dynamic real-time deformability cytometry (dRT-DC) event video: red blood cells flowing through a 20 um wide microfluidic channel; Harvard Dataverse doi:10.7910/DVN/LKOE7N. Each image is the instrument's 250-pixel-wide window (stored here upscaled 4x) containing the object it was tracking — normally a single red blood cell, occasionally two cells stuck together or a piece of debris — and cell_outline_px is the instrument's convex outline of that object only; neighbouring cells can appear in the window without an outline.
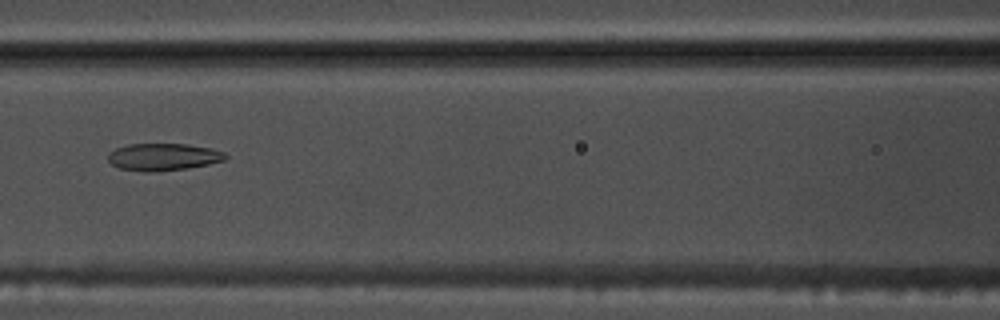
{"species": "common noctule bat (a hibernating species)", "species_latin": "Nyctalus noctula", "temperature_condition": "warm", "stored_images_in_passage": 37, "camera_frame_rate_fps": 3000, "um_per_image_px": 0.085, "animal": {"sex": "male", "body_mass_g": 17.5, "forearm_length_mm": 52.3}, "frame": {"image": 1, "passage_image": 10, "time_ms": 3.0, "image_size_px": [1000, 320], "cell_outline_px": [[228, 156], [224, 160], [208, 164], [184, 168], [152, 172], [144, 172], [120, 168], [112, 164], [108, 160], [108, 152], [116, 148], [128, 144], [188, 144], [208, 148], [224, 152]], "centroid_in_image_um": [13.84, 13.33], "position_along_channel_um": 152.8, "area_um2": 18.44}}
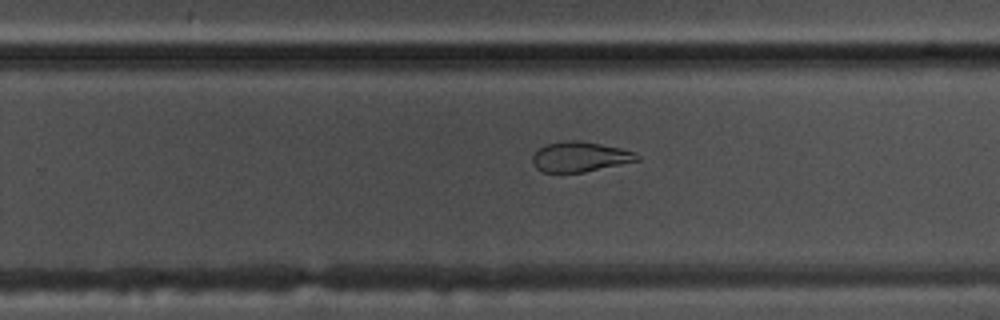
{"frame": {"image": 2, "passage_image": 20, "time_ms": 6.333, "image_size_px": [1000, 320], "cell_outline_px": [[640, 160], [584, 172], [540, 172], [532, 164], [532, 156], [540, 148], [548, 144], [568, 140], [580, 140], [620, 148], [636, 152], [640, 156]], "centroid_in_image_um": [49.3, 13.33], "position_along_channel_um": 280.5, "area_um2": 18.26}}
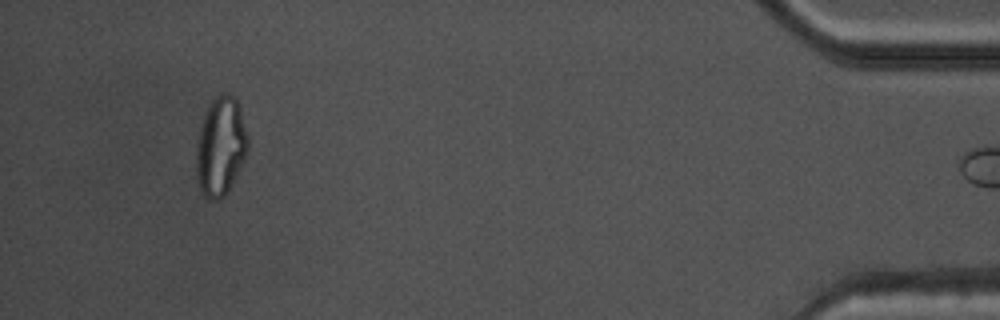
{"frame": {"image": 3, "passage_image": 36, "time_ms": 11.667, "image_size_px": [1000, 320], "cell_outline_px": [[248, 148], [224, 196], [220, 200], [208, 200], [204, 196], [200, 188], [196, 176], [196, 144], [200, 128], [208, 104], [216, 96], [224, 92], [228, 92], [236, 100], [248, 136]], "centroid_in_image_um": [18.71, 12.43], "position_along_channel_um": 416.5, "area_um2": 29.13}}